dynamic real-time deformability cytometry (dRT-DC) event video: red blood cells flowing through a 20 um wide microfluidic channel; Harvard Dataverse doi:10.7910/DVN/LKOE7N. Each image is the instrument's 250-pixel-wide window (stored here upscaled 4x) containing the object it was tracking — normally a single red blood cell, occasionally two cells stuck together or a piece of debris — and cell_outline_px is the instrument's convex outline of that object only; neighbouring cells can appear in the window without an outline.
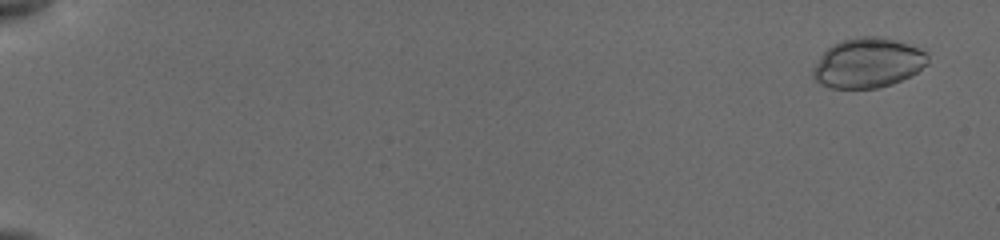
{"species": "common noctule bat (a hibernating species)", "species_latin": "Nyctalus noctula", "temperature_condition": "cold", "stored_images_in_passage": 24, "camera_frame_rate_fps": 3000, "um_per_image_px": 0.085, "animal": {"sex": "female", "body_mass_g": 19.5, "forearm_length_mm": 54.1}, "frame": {"image": 1, "passage_image": 1, "time_ms": 0.0, "image_size_px": [1000, 240], "cell_outline_px": [[928, 64], [916, 72], [892, 84], [876, 88], [832, 88], [820, 84], [812, 76], [812, 68], [820, 56], [832, 44], [844, 40], [864, 36], [880, 36], [896, 40], [908, 44], [924, 52], [928, 56]], "centroid_in_image_um": [73.74, 5.35], "position_along_channel_um": 11.3, "area_um2": 33.06}}
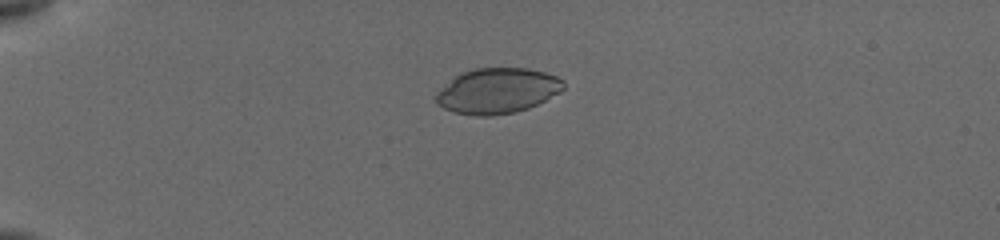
{"frame": {"image": 2, "passage_image": 19, "time_ms": 4.333, "image_size_px": [1000, 240], "cell_outline_px": [[564, 88], [560, 92], [528, 108], [516, 112], [492, 116], [476, 116], [452, 112], [436, 104], [436, 92], [440, 88], [460, 72], [472, 68], [528, 68], [544, 72], [556, 76], [564, 80]], "centroid_in_image_um": [42.25, 7.72], "position_along_channel_um": 42.8, "area_um2": 33.93}}